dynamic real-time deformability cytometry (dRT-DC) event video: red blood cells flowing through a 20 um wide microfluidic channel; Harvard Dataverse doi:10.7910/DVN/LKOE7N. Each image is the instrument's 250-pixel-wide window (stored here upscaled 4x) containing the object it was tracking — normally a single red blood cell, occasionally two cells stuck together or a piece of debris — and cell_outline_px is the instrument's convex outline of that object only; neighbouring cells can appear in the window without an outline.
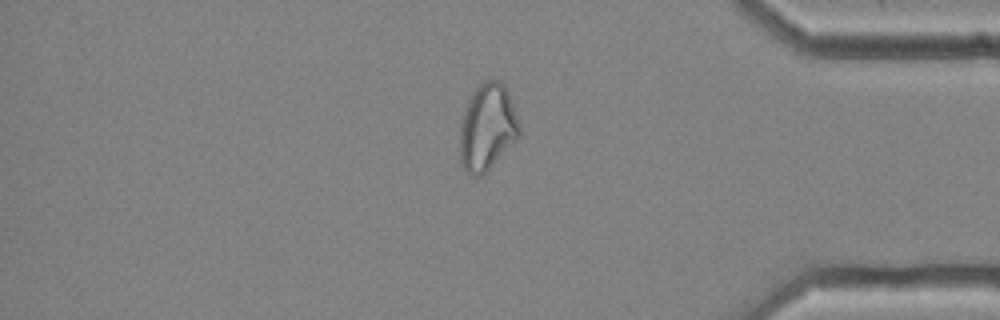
{"species": "common noctule bat (a hibernating species)", "species_latin": "Nyctalus noctula", "temperature_condition": "cold", "stored_images_in_passage": 55, "camera_frame_rate_fps": 3000, "um_per_image_px": 0.085, "animal": {"sex": "female", "body_mass_g": 25.1}, "frame": {"image": 1, "passage_image": 47, "time_ms": 15.333, "image_size_px": [1000, 320], "cell_outline_px": [[520, 132], [516, 140], [480, 176], [468, 176], [464, 172], [460, 160], [460, 124], [468, 100], [476, 88], [484, 80], [492, 76], [500, 80], [508, 88], [520, 124]], "centroid_in_image_um": [41.42, 10.76], "position_along_channel_um": 393.8, "area_um2": 30.29}}